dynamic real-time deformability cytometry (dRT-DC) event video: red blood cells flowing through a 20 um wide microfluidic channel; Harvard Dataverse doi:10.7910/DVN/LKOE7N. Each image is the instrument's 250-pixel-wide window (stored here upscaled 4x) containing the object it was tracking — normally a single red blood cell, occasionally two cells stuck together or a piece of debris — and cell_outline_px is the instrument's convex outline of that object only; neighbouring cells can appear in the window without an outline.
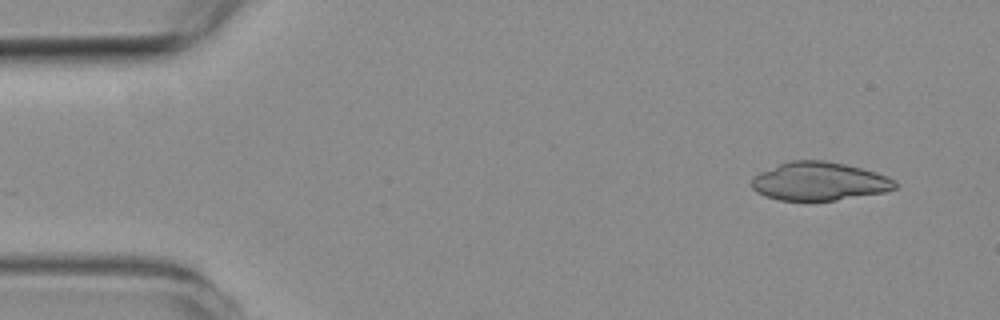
{"species": "common noctule bat (a hibernating species)", "species_latin": "Nyctalus noctula", "temperature_condition": "room temperature", "stored_images_in_passage": 5, "camera_frame_rate_fps": 3000, "um_per_image_px": 0.085, "animal": {"sex": "female", "body_mass_g": 19.3, "forearm_length_mm": 54.1}, "frame": {"image": 1, "passage_image": 1, "time_ms": 0.0, "image_size_px": [1000, 320], "cell_outline_px": [[896, 188], [884, 192], [836, 200], [780, 200], [764, 196], [756, 192], [752, 188], [752, 176], [760, 172], [788, 160], [824, 160], [844, 164], [876, 172], [888, 176], [896, 184]], "centroid_in_image_um": [69.6, 15.41], "position_along_channel_um": 15.4, "area_um2": 31.96}}
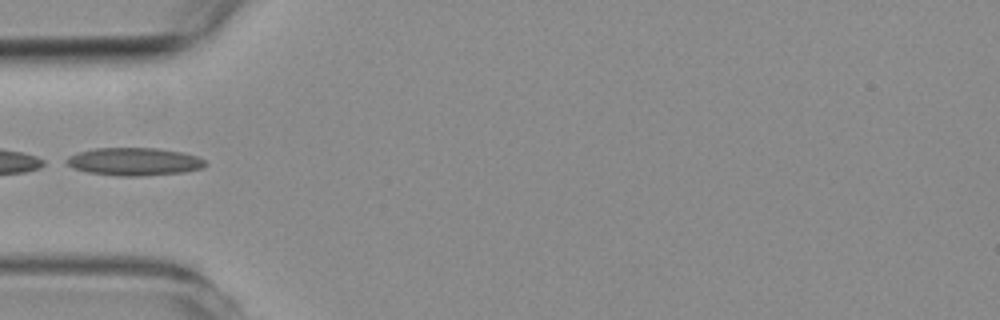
{"frame": {"image": 2, "passage_image": 4, "time_ms": 4.333, "image_size_px": [1000, 320], "cell_outline_px": [[208, 164], [204, 168], [184, 172], [140, 176], [120, 176], [88, 172], [72, 168], [60, 160], [68, 156], [80, 152], [96, 148], [156, 148], [180, 152], [196, 156], [204, 160]], "centroid_in_image_um": [11.37, 13.74], "position_along_channel_um": 73.6, "area_um2": 22.6}}